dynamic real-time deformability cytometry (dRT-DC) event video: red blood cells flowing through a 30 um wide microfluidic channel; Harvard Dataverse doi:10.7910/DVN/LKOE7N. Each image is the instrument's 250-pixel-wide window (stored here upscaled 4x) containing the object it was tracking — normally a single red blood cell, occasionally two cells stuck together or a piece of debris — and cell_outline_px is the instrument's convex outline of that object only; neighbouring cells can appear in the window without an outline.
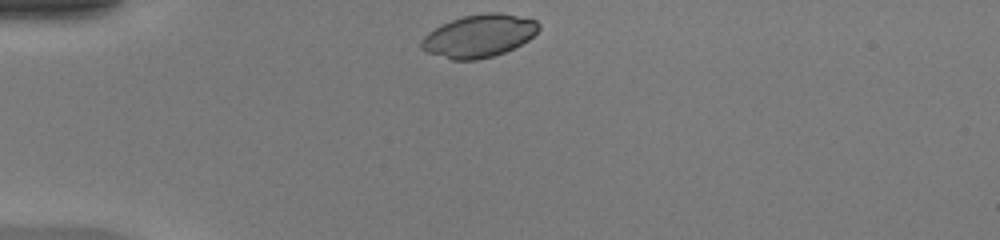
{"species": "common noctule bat (a hibernating species)", "species_latin": "Nyctalus noctula", "temperature_condition": "warm", "stored_images_in_passage": 30, "camera_frame_rate_fps": 3000, "um_per_image_px": 0.085, "animal": {"sex": "female", "body_mass_g": 20.0, "forearm_length_mm": 54.0}, "frame": {"image": 1, "passage_image": 1, "time_ms": 0.0, "image_size_px": [1000, 240], "cell_outline_px": [[540, 28], [528, 40], [504, 52], [492, 56], [476, 60], [452, 60], [428, 52], [420, 48], [420, 40], [428, 32], [452, 20], [464, 16], [488, 12], [496, 12], [536, 20], [540, 24]], "centroid_in_image_um": [40.7, 3.06], "position_along_channel_um": 44.3, "area_um2": 28.78}}
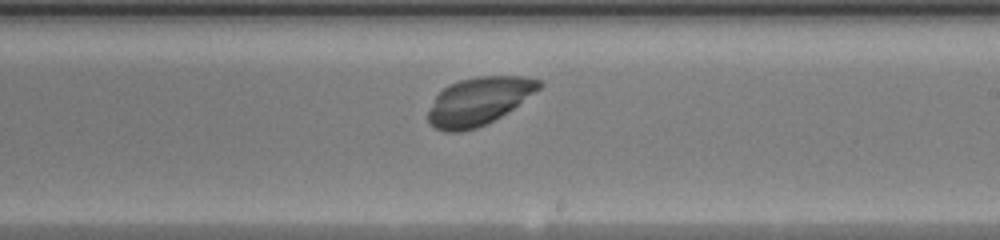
{"frame": {"image": 2, "passage_image": 18, "time_ms": 5.667, "image_size_px": [1000, 240], "cell_outline_px": [[544, 84], [540, 88], [512, 108], [500, 116], [476, 128], [460, 132], [444, 132], [436, 128], [428, 120], [428, 112], [436, 96], [448, 84], [460, 80], [476, 76], [524, 76], [540, 80]], "centroid_in_image_um": [40.68, 8.58], "position_along_channel_um": 248.3, "area_um2": 30.46}}
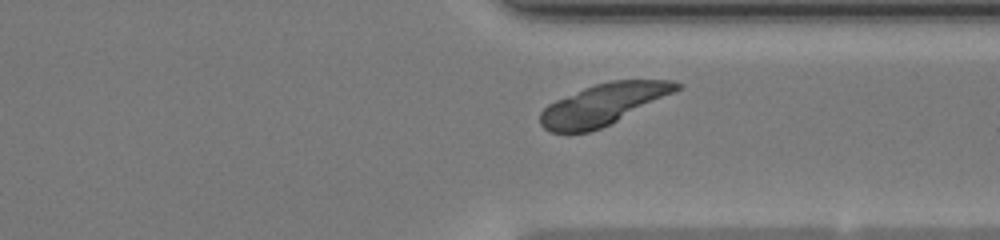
{"frame": {"image": 3, "passage_image": 26, "time_ms": 8.333, "image_size_px": [1000, 240], "cell_outline_px": [[684, 84], [676, 92], [600, 128], [588, 132], [548, 132], [540, 124], [540, 112], [548, 104], [556, 100], [584, 88], [596, 84], [612, 80], [672, 80]], "centroid_in_image_um": [51.29, 8.86], "position_along_channel_um": 360.1, "area_um2": 32.43}}